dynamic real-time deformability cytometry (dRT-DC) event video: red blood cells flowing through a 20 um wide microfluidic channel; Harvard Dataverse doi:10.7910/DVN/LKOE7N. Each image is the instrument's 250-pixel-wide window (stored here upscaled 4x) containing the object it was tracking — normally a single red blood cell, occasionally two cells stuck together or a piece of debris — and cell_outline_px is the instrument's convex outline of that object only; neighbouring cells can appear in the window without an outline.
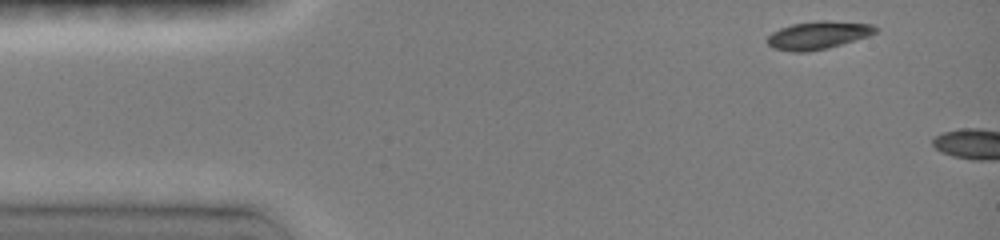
{"species": "common noctule bat (a hibernating species)", "species_latin": "Nyctalus noctula", "temperature_condition": "room temperature", "stored_images_in_passage": 3, "camera_frame_rate_fps": 3000, "um_per_image_px": 0.085, "animal": {"sex": "female", "body_mass_g": 19.0, "forearm_length_mm": 51.5}, "frame": {"image": 1, "passage_image": 1, "time_ms": 0.0, "image_size_px": [1000, 240], "cell_outline_px": [[880, 28], [876, 32], [868, 36], [828, 48], [808, 52], [792, 52], [772, 48], [768, 44], [768, 36], [772, 32], [780, 28], [792, 24], [820, 20], [824, 20], [872, 24]], "centroid_in_image_um": [69.54, 2.99], "position_along_channel_um": 15.5, "area_um2": 17.63}}